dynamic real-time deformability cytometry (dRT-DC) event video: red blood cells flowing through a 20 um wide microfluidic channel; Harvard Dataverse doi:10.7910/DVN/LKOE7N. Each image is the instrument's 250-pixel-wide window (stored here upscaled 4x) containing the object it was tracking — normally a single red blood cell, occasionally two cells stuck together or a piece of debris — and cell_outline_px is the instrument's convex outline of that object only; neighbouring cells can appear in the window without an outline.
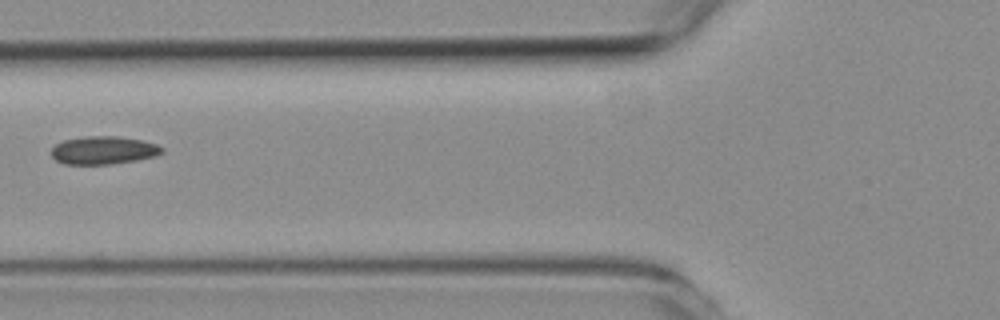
{"species": "common noctule bat (a hibernating species)", "species_latin": "Nyctalus noctula", "temperature_condition": "room temperature", "stored_images_in_passage": 4, "camera_frame_rate_fps": 3000, "um_per_image_px": 0.085, "animal": {"sex": "female", "body_mass_g": 19.3, "forearm_length_mm": 54.1}, "frame": {"image": 1, "passage_image": 4, "time_ms": 3.333, "image_size_px": [1000, 320], "cell_outline_px": [[164, 152], [156, 156], [136, 160], [108, 164], [64, 164], [56, 160], [52, 156], [52, 148], [56, 144], [64, 140], [84, 136], [116, 136], [144, 140], [156, 144], [164, 148]], "centroid_in_image_um": [8.82, 12.76], "position_along_channel_um": 117.0, "area_um2": 18.09}}